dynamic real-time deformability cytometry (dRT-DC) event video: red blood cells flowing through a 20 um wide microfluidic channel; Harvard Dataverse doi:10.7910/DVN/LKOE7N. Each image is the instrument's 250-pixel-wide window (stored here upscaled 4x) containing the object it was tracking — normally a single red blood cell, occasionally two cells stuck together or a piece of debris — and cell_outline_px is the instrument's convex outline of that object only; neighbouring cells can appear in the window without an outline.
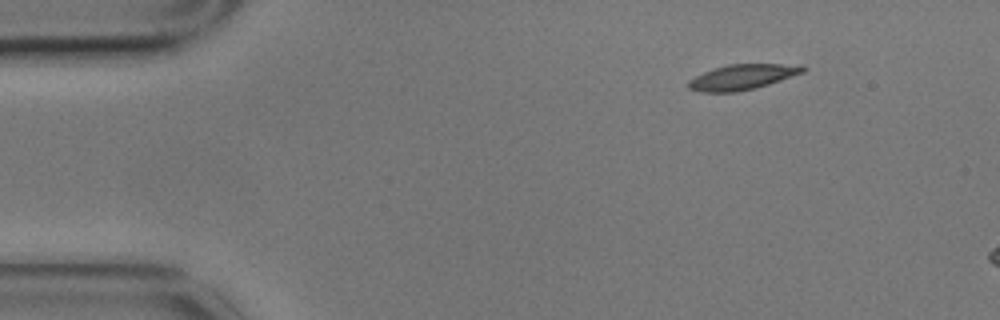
{"species": "common noctule bat (a hibernating species)", "species_latin": "Nyctalus noctula", "temperature_condition": "cold", "stored_images_in_passage": 7, "camera_frame_rate_fps": 3000, "um_per_image_px": 0.085, "animal": {"sex": "male", "body_mass_g": 17.9}, "frame": {"image": 1, "passage_image": 1, "time_ms": 0.0, "image_size_px": [1000, 320], "cell_outline_px": [[808, 68], [804, 72], [768, 84], [736, 92], [700, 92], [688, 88], [688, 80], [704, 72], [728, 64], [804, 64]], "centroid_in_image_um": [63.13, 6.53], "position_along_channel_um": 21.9, "area_um2": 16.76}}